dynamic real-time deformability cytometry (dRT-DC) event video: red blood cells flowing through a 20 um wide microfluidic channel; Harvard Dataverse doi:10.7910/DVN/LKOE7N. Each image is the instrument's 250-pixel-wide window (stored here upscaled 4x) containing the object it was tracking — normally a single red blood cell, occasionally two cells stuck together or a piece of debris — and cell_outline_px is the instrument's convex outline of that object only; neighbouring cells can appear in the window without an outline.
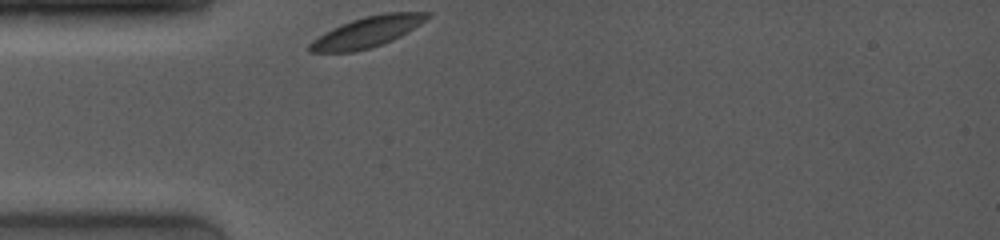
{"species": "common noctule bat (a hibernating species)", "species_latin": "Nyctalus noctula", "temperature_condition": "room temperature", "stored_images_in_passage": 21, "camera_frame_rate_fps": 4000, "um_per_image_px": 0.085, "animal": {"sex": "female", "body_mass_g": 19.0, "forearm_length_mm": 53.3}, "frame": {"image": 1, "passage_image": 1, "time_ms": 0.0, "image_size_px": [1000, 240], "cell_outline_px": [[432, 16], [420, 24], [400, 36], [392, 40], [368, 48], [352, 52], [308, 52], [308, 44], [312, 40], [324, 32], [340, 24], [364, 16], [384, 12], [432, 12]], "centroid_in_image_um": [31.2, 2.7], "position_along_channel_um": 53.8, "area_um2": 20.98}}
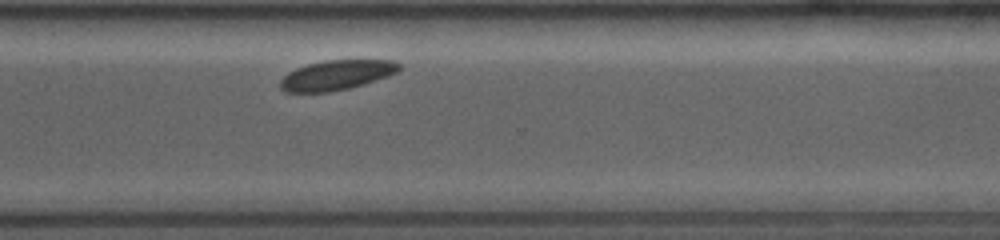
{"frame": {"image": 2, "passage_image": 17, "time_ms": 8.0, "image_size_px": [1000, 240], "cell_outline_px": [[400, 68], [396, 72], [388, 76], [348, 88], [328, 92], [288, 92], [280, 88], [280, 80], [288, 72], [296, 68], [308, 64], [324, 60], [392, 60], [400, 64]], "centroid_in_image_um": [28.58, 6.37], "position_along_channel_um": 342.0, "area_um2": 20.4}}
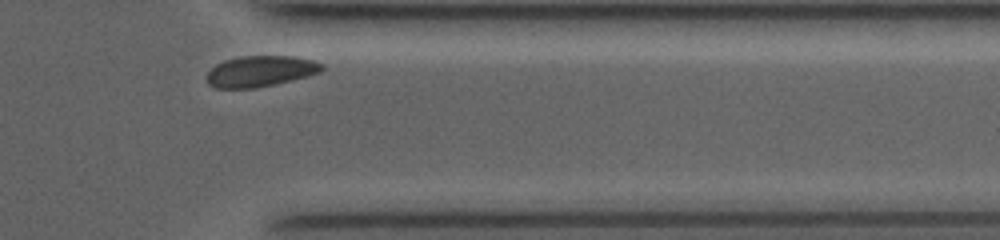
{"frame": {"image": 3, "passage_image": 20, "time_ms": 9.25, "image_size_px": [1000, 240], "cell_outline_px": [[324, 68], [320, 72], [308, 76], [276, 84], [256, 88], [216, 88], [208, 84], [208, 72], [216, 64], [224, 60], [240, 56], [296, 56], [316, 60], [324, 64]], "centroid_in_image_um": [22.19, 6.04], "position_along_channel_um": 389.2, "area_um2": 20.92}, "authors_computed_cell_mechanics": {"area_um2": 21.2126, "velocity_mm_per_s": 3.6929, "shape_relaxation_time_tau1_ms": 1.0863, "shape_relaxation_time_tau2_ms": null, "deformation_change_tau1": 0.0414, "deformation_change_tau2": null}}